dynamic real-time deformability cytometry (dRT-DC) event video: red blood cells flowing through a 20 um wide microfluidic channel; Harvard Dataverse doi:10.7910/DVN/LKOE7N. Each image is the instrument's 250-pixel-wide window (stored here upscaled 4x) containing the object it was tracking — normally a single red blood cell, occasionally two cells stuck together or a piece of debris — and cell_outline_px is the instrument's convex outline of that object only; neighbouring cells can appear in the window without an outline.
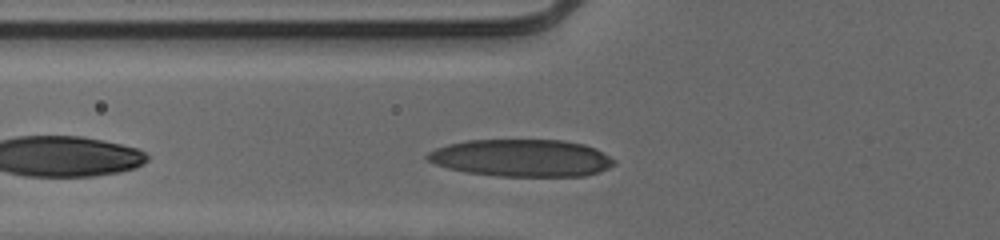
{"species": "human", "species_latin": "Homo sapiens", "temperature_condition": "cold", "stored_images_in_passage": 28, "camera_frame_rate_fps": 3000, "um_per_image_px": 0.085, "donor": {"sex": "male"}, "frame": {"image": 1, "passage_image": 4, "time_ms": 1.0, "image_size_px": [1000, 240], "cell_outline_px": [[616, 164], [608, 168], [584, 176], [496, 176], [468, 172], [448, 168], [436, 164], [428, 160], [424, 156], [428, 152], [436, 148], [448, 144], [468, 140], [564, 140], [584, 144], [596, 148], [616, 160]], "centroid_in_image_um": [44.35, 13.42], "position_along_channel_um": 81.5, "area_um2": 40.58}}
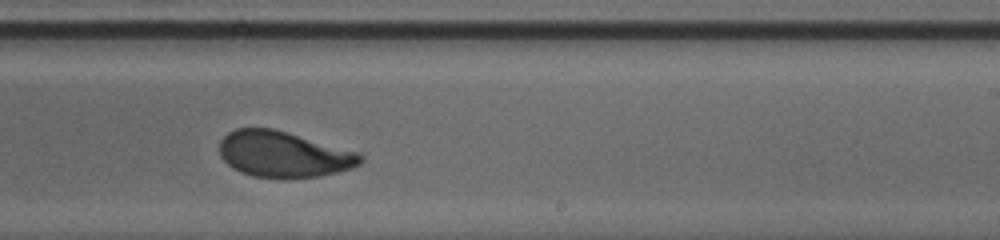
{"frame": {"image": 2, "passage_image": 18, "time_ms": 5.667, "image_size_px": [1000, 240], "cell_outline_px": [[364, 160], [360, 164], [352, 168], [320, 176], [280, 180], [252, 176], [240, 172], [232, 168], [220, 156], [220, 140], [228, 132], [236, 128], [272, 128], [288, 132], [360, 152], [364, 156]], "centroid_in_image_um": [24.12, 13.13], "position_along_channel_um": 264.9, "area_um2": 38.44}}
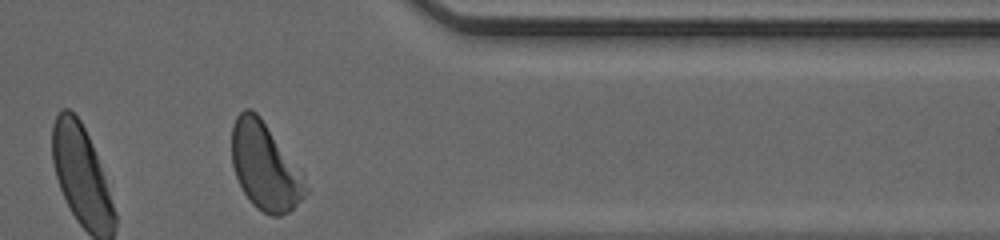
{"frame": {"image": 3, "passage_image": 28, "time_ms": 9.0, "image_size_px": [1000, 240], "cell_outline_px": [[308, 192], [288, 212], [280, 216], [272, 216], [256, 208], [252, 204], [244, 192], [236, 176], [232, 164], [232, 124], [236, 116], [244, 108], [252, 108], [260, 116], [304, 172], [308, 188]], "centroid_in_image_um": [22.54, 14.12], "position_along_channel_um": 388.9, "area_um2": 37.86}, "authors_computed_cell_mechanics": {"area_um2": 39.0728, "velocity_mm_per_s": 3.9397, "shape_relaxation_time_tau1_ms": 3.3724, "shape_relaxation_time_tau2_ms": 1.0806, "deformation_change_tau1": 0.1699, "deformation_change_tau2": 0.0701}}